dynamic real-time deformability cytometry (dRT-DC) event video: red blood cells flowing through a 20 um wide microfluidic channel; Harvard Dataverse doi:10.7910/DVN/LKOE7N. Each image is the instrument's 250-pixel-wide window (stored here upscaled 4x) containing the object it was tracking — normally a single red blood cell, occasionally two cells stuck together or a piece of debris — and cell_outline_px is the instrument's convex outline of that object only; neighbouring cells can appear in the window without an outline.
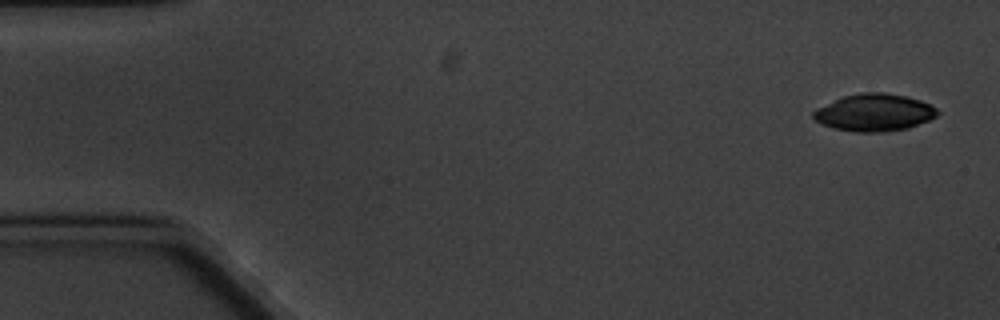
{"species": "common noctule bat (a hibernating species)", "species_latin": "Nyctalus noctula", "temperature_condition": "cold", "stored_images_in_passage": 5, "camera_frame_rate_fps": 3000, "um_per_image_px": 0.085, "animal": {"sex": "male", "body_mass_g": 20.1, "forearm_length_mm": 53.5}, "frame": {"image": 1, "passage_image": 1, "time_ms": 0.0, "image_size_px": [1000, 320], "cell_outline_px": [[940, 112], [936, 116], [928, 120], [908, 128], [876, 132], [856, 132], [832, 128], [816, 120], [812, 116], [812, 112], [816, 108], [844, 96], [860, 92], [884, 92], [904, 96], [920, 100], [936, 108]], "centroid_in_image_um": [74.3, 9.56], "position_along_channel_um": 10.7, "area_um2": 26.7}}
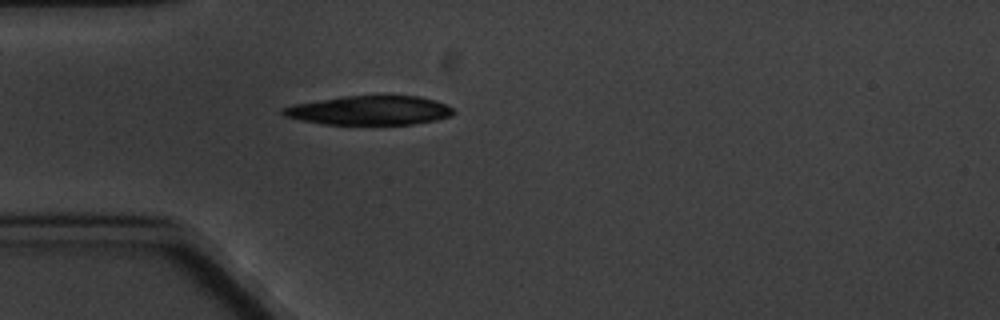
{"frame": {"image": 2, "passage_image": 5, "time_ms": 4.667, "image_size_px": [1000, 320], "cell_outline_px": [[456, 112], [452, 116], [436, 120], [412, 124], [324, 124], [300, 120], [284, 116], [280, 112], [280, 108], [296, 104], [344, 96], [420, 96], [436, 100], [452, 108]], "centroid_in_image_um": [31.43, 9.38], "position_along_channel_um": 53.6, "area_um2": 28.84}}